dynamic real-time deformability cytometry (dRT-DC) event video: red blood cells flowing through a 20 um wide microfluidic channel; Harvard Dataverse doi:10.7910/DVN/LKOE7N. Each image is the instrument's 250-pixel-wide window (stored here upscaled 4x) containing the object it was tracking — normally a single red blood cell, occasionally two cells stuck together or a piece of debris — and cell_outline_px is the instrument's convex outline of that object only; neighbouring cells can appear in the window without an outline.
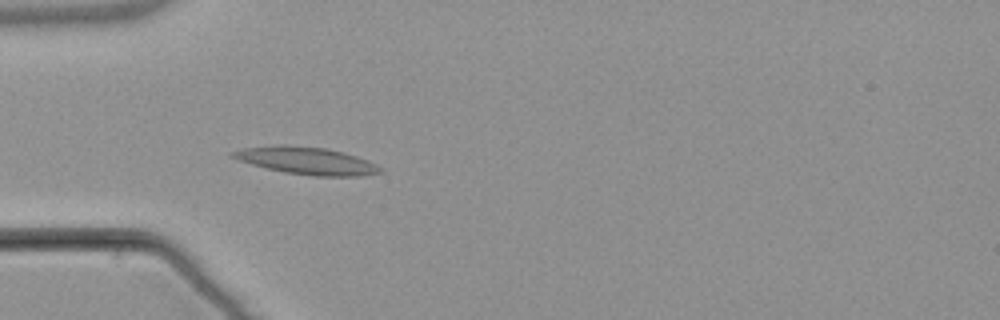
{"species": "common noctule bat (a hibernating species)", "species_latin": "Nyctalus noctula", "temperature_condition": "warm", "stored_images_in_passage": 41, "camera_frame_rate_fps": 3000, "um_per_image_px": 0.085, "animal": {"sex": "male", "body_mass_g": 21.5, "forearm_length_mm": 52.0}, "frame": {"image": 1, "passage_image": 6, "time_ms": 1.667, "image_size_px": [1000, 320], "cell_outline_px": [[384, 172], [364, 176], [312, 176], [284, 172], [252, 164], [228, 156], [228, 152], [244, 148], [280, 144], [284, 144], [324, 148], [344, 152], [368, 160], [384, 168]], "centroid_in_image_um": [26.09, 13.66], "position_along_channel_um": 58.9, "area_um2": 23.7}}
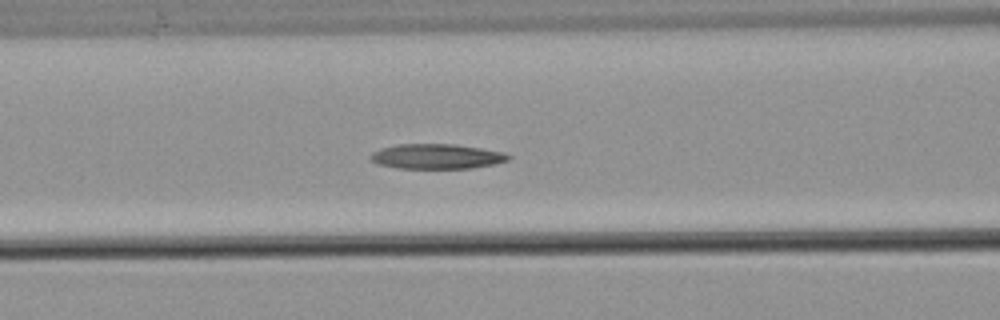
{"frame": {"image": 2, "passage_image": 12, "time_ms": 3.667, "image_size_px": [1000, 320], "cell_outline_px": [[512, 156], [508, 160], [496, 164], [472, 168], [396, 168], [380, 164], [372, 160], [368, 156], [372, 152], [380, 148], [400, 144], [456, 144], [504, 152]], "centroid_in_image_um": [37.14, 13.29], "position_along_channel_um": 129.5, "area_um2": 20.06}}
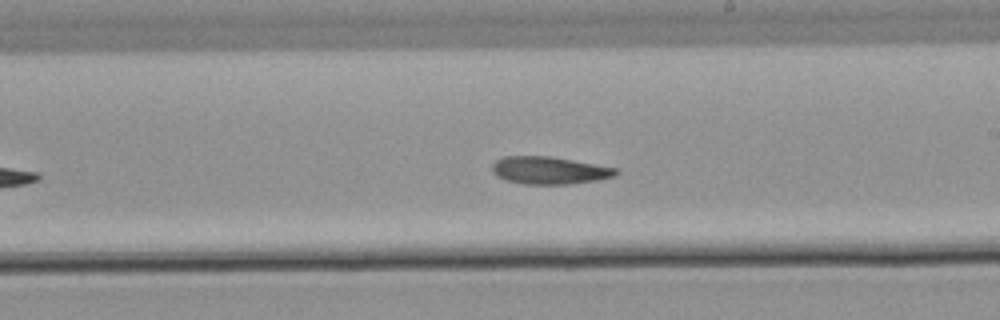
{"frame": {"image": 3, "passage_image": 21, "time_ms": 6.667, "image_size_px": [1000, 320], "cell_outline_px": [[620, 172], [616, 176], [596, 180], [568, 184], [524, 184], [504, 180], [496, 176], [492, 172], [492, 164], [496, 160], [504, 156], [552, 156], [616, 168]], "centroid_in_image_um": [46.67, 14.48], "position_along_channel_um": 242.3, "area_um2": 19.94}}